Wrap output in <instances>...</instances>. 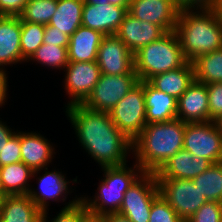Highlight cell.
Wrapping results in <instances>:
<instances>
[{
	"mask_svg": "<svg viewBox=\"0 0 222 222\" xmlns=\"http://www.w3.org/2000/svg\"><path fill=\"white\" fill-rule=\"evenodd\" d=\"M191 180L208 202L222 203V162L213 163Z\"/></svg>",
	"mask_w": 222,
	"mask_h": 222,
	"instance_id": "cell-28",
	"label": "cell"
},
{
	"mask_svg": "<svg viewBox=\"0 0 222 222\" xmlns=\"http://www.w3.org/2000/svg\"><path fill=\"white\" fill-rule=\"evenodd\" d=\"M127 166L102 167L105 176L97 188V195L92 200L88 196L80 197L89 214L104 216L119 212L125 192L144 173L137 164Z\"/></svg>",
	"mask_w": 222,
	"mask_h": 222,
	"instance_id": "cell-4",
	"label": "cell"
},
{
	"mask_svg": "<svg viewBox=\"0 0 222 222\" xmlns=\"http://www.w3.org/2000/svg\"><path fill=\"white\" fill-rule=\"evenodd\" d=\"M157 182L160 195L184 222L208 202L192 180L157 179Z\"/></svg>",
	"mask_w": 222,
	"mask_h": 222,
	"instance_id": "cell-8",
	"label": "cell"
},
{
	"mask_svg": "<svg viewBox=\"0 0 222 222\" xmlns=\"http://www.w3.org/2000/svg\"><path fill=\"white\" fill-rule=\"evenodd\" d=\"M47 211L42 213L41 222H49L47 218ZM88 214V210L81 200V198L72 199V201L66 204L59 214L54 217L51 222H81L83 218Z\"/></svg>",
	"mask_w": 222,
	"mask_h": 222,
	"instance_id": "cell-32",
	"label": "cell"
},
{
	"mask_svg": "<svg viewBox=\"0 0 222 222\" xmlns=\"http://www.w3.org/2000/svg\"><path fill=\"white\" fill-rule=\"evenodd\" d=\"M57 10V0H27L22 14L25 22L47 25Z\"/></svg>",
	"mask_w": 222,
	"mask_h": 222,
	"instance_id": "cell-30",
	"label": "cell"
},
{
	"mask_svg": "<svg viewBox=\"0 0 222 222\" xmlns=\"http://www.w3.org/2000/svg\"><path fill=\"white\" fill-rule=\"evenodd\" d=\"M20 146H21V161L30 167L34 172L45 169L51 163L54 147L50 145V141L42 134L36 132H21L20 131Z\"/></svg>",
	"mask_w": 222,
	"mask_h": 222,
	"instance_id": "cell-18",
	"label": "cell"
},
{
	"mask_svg": "<svg viewBox=\"0 0 222 222\" xmlns=\"http://www.w3.org/2000/svg\"><path fill=\"white\" fill-rule=\"evenodd\" d=\"M175 31L147 44L134 53V70L139 81L182 67L187 63Z\"/></svg>",
	"mask_w": 222,
	"mask_h": 222,
	"instance_id": "cell-5",
	"label": "cell"
},
{
	"mask_svg": "<svg viewBox=\"0 0 222 222\" xmlns=\"http://www.w3.org/2000/svg\"><path fill=\"white\" fill-rule=\"evenodd\" d=\"M64 72V89L72 97L66 107L83 104L101 76L97 61L69 62Z\"/></svg>",
	"mask_w": 222,
	"mask_h": 222,
	"instance_id": "cell-11",
	"label": "cell"
},
{
	"mask_svg": "<svg viewBox=\"0 0 222 222\" xmlns=\"http://www.w3.org/2000/svg\"><path fill=\"white\" fill-rule=\"evenodd\" d=\"M65 112L79 143L101 168L128 162L132 141L112 122L109 112L91 110L82 104L68 106Z\"/></svg>",
	"mask_w": 222,
	"mask_h": 222,
	"instance_id": "cell-1",
	"label": "cell"
},
{
	"mask_svg": "<svg viewBox=\"0 0 222 222\" xmlns=\"http://www.w3.org/2000/svg\"><path fill=\"white\" fill-rule=\"evenodd\" d=\"M195 80L204 84L222 82V48L200 55L193 62Z\"/></svg>",
	"mask_w": 222,
	"mask_h": 222,
	"instance_id": "cell-27",
	"label": "cell"
},
{
	"mask_svg": "<svg viewBox=\"0 0 222 222\" xmlns=\"http://www.w3.org/2000/svg\"><path fill=\"white\" fill-rule=\"evenodd\" d=\"M186 123L179 119L146 124L132 141V154L144 173H157L183 148Z\"/></svg>",
	"mask_w": 222,
	"mask_h": 222,
	"instance_id": "cell-3",
	"label": "cell"
},
{
	"mask_svg": "<svg viewBox=\"0 0 222 222\" xmlns=\"http://www.w3.org/2000/svg\"><path fill=\"white\" fill-rule=\"evenodd\" d=\"M115 34L134 54L140 48L160 39L166 32L160 26L140 21L127 12Z\"/></svg>",
	"mask_w": 222,
	"mask_h": 222,
	"instance_id": "cell-15",
	"label": "cell"
},
{
	"mask_svg": "<svg viewBox=\"0 0 222 222\" xmlns=\"http://www.w3.org/2000/svg\"><path fill=\"white\" fill-rule=\"evenodd\" d=\"M146 124L166 122L177 118V99L144 81Z\"/></svg>",
	"mask_w": 222,
	"mask_h": 222,
	"instance_id": "cell-21",
	"label": "cell"
},
{
	"mask_svg": "<svg viewBox=\"0 0 222 222\" xmlns=\"http://www.w3.org/2000/svg\"><path fill=\"white\" fill-rule=\"evenodd\" d=\"M5 195H23L29 191L30 178L37 176L22 161L0 167Z\"/></svg>",
	"mask_w": 222,
	"mask_h": 222,
	"instance_id": "cell-26",
	"label": "cell"
},
{
	"mask_svg": "<svg viewBox=\"0 0 222 222\" xmlns=\"http://www.w3.org/2000/svg\"><path fill=\"white\" fill-rule=\"evenodd\" d=\"M149 222H184L159 194L152 203Z\"/></svg>",
	"mask_w": 222,
	"mask_h": 222,
	"instance_id": "cell-33",
	"label": "cell"
},
{
	"mask_svg": "<svg viewBox=\"0 0 222 222\" xmlns=\"http://www.w3.org/2000/svg\"><path fill=\"white\" fill-rule=\"evenodd\" d=\"M0 193H4V191H3V184H2L1 171H0Z\"/></svg>",
	"mask_w": 222,
	"mask_h": 222,
	"instance_id": "cell-49",
	"label": "cell"
},
{
	"mask_svg": "<svg viewBox=\"0 0 222 222\" xmlns=\"http://www.w3.org/2000/svg\"><path fill=\"white\" fill-rule=\"evenodd\" d=\"M85 3L91 4V5H106L109 4L106 0H84Z\"/></svg>",
	"mask_w": 222,
	"mask_h": 222,
	"instance_id": "cell-45",
	"label": "cell"
},
{
	"mask_svg": "<svg viewBox=\"0 0 222 222\" xmlns=\"http://www.w3.org/2000/svg\"><path fill=\"white\" fill-rule=\"evenodd\" d=\"M129 7L117 5H91L84 2L82 26L100 31L103 35L115 34Z\"/></svg>",
	"mask_w": 222,
	"mask_h": 222,
	"instance_id": "cell-16",
	"label": "cell"
},
{
	"mask_svg": "<svg viewBox=\"0 0 222 222\" xmlns=\"http://www.w3.org/2000/svg\"><path fill=\"white\" fill-rule=\"evenodd\" d=\"M109 114L117 128L133 141L146 125L144 81H139Z\"/></svg>",
	"mask_w": 222,
	"mask_h": 222,
	"instance_id": "cell-6",
	"label": "cell"
},
{
	"mask_svg": "<svg viewBox=\"0 0 222 222\" xmlns=\"http://www.w3.org/2000/svg\"><path fill=\"white\" fill-rule=\"evenodd\" d=\"M214 6L222 13V0H215Z\"/></svg>",
	"mask_w": 222,
	"mask_h": 222,
	"instance_id": "cell-47",
	"label": "cell"
},
{
	"mask_svg": "<svg viewBox=\"0 0 222 222\" xmlns=\"http://www.w3.org/2000/svg\"><path fill=\"white\" fill-rule=\"evenodd\" d=\"M42 212L27 194L6 195L0 222H41Z\"/></svg>",
	"mask_w": 222,
	"mask_h": 222,
	"instance_id": "cell-24",
	"label": "cell"
},
{
	"mask_svg": "<svg viewBox=\"0 0 222 222\" xmlns=\"http://www.w3.org/2000/svg\"><path fill=\"white\" fill-rule=\"evenodd\" d=\"M84 0H57V10L48 25L69 37L82 25Z\"/></svg>",
	"mask_w": 222,
	"mask_h": 222,
	"instance_id": "cell-25",
	"label": "cell"
},
{
	"mask_svg": "<svg viewBox=\"0 0 222 222\" xmlns=\"http://www.w3.org/2000/svg\"><path fill=\"white\" fill-rule=\"evenodd\" d=\"M15 133V131L12 132V129L0 120V152Z\"/></svg>",
	"mask_w": 222,
	"mask_h": 222,
	"instance_id": "cell-40",
	"label": "cell"
},
{
	"mask_svg": "<svg viewBox=\"0 0 222 222\" xmlns=\"http://www.w3.org/2000/svg\"><path fill=\"white\" fill-rule=\"evenodd\" d=\"M5 196H6V195H5L4 193H0V211L2 210Z\"/></svg>",
	"mask_w": 222,
	"mask_h": 222,
	"instance_id": "cell-48",
	"label": "cell"
},
{
	"mask_svg": "<svg viewBox=\"0 0 222 222\" xmlns=\"http://www.w3.org/2000/svg\"><path fill=\"white\" fill-rule=\"evenodd\" d=\"M104 35L97 30L80 26L70 36L69 62H92L97 60L98 48Z\"/></svg>",
	"mask_w": 222,
	"mask_h": 222,
	"instance_id": "cell-22",
	"label": "cell"
},
{
	"mask_svg": "<svg viewBox=\"0 0 222 222\" xmlns=\"http://www.w3.org/2000/svg\"><path fill=\"white\" fill-rule=\"evenodd\" d=\"M8 76L5 70L0 69V107L4 105L7 98V88H8Z\"/></svg>",
	"mask_w": 222,
	"mask_h": 222,
	"instance_id": "cell-41",
	"label": "cell"
},
{
	"mask_svg": "<svg viewBox=\"0 0 222 222\" xmlns=\"http://www.w3.org/2000/svg\"><path fill=\"white\" fill-rule=\"evenodd\" d=\"M194 10L180 9L175 28L188 62L222 48V13L214 5Z\"/></svg>",
	"mask_w": 222,
	"mask_h": 222,
	"instance_id": "cell-2",
	"label": "cell"
},
{
	"mask_svg": "<svg viewBox=\"0 0 222 222\" xmlns=\"http://www.w3.org/2000/svg\"><path fill=\"white\" fill-rule=\"evenodd\" d=\"M187 222H222V203L206 202Z\"/></svg>",
	"mask_w": 222,
	"mask_h": 222,
	"instance_id": "cell-34",
	"label": "cell"
},
{
	"mask_svg": "<svg viewBox=\"0 0 222 222\" xmlns=\"http://www.w3.org/2000/svg\"><path fill=\"white\" fill-rule=\"evenodd\" d=\"M183 148L212 163L222 162V136L214 121L186 123Z\"/></svg>",
	"mask_w": 222,
	"mask_h": 222,
	"instance_id": "cell-10",
	"label": "cell"
},
{
	"mask_svg": "<svg viewBox=\"0 0 222 222\" xmlns=\"http://www.w3.org/2000/svg\"><path fill=\"white\" fill-rule=\"evenodd\" d=\"M180 9L175 0H131L128 12L140 21L160 26L167 33L175 31Z\"/></svg>",
	"mask_w": 222,
	"mask_h": 222,
	"instance_id": "cell-13",
	"label": "cell"
},
{
	"mask_svg": "<svg viewBox=\"0 0 222 222\" xmlns=\"http://www.w3.org/2000/svg\"><path fill=\"white\" fill-rule=\"evenodd\" d=\"M105 222H131L126 216L119 213L107 214L102 216Z\"/></svg>",
	"mask_w": 222,
	"mask_h": 222,
	"instance_id": "cell-42",
	"label": "cell"
},
{
	"mask_svg": "<svg viewBox=\"0 0 222 222\" xmlns=\"http://www.w3.org/2000/svg\"><path fill=\"white\" fill-rule=\"evenodd\" d=\"M155 173H143L125 192L119 214L131 222H149L153 200L159 195Z\"/></svg>",
	"mask_w": 222,
	"mask_h": 222,
	"instance_id": "cell-7",
	"label": "cell"
},
{
	"mask_svg": "<svg viewBox=\"0 0 222 222\" xmlns=\"http://www.w3.org/2000/svg\"><path fill=\"white\" fill-rule=\"evenodd\" d=\"M81 222H105V220L102 216H94L88 213Z\"/></svg>",
	"mask_w": 222,
	"mask_h": 222,
	"instance_id": "cell-43",
	"label": "cell"
},
{
	"mask_svg": "<svg viewBox=\"0 0 222 222\" xmlns=\"http://www.w3.org/2000/svg\"><path fill=\"white\" fill-rule=\"evenodd\" d=\"M22 63L21 18L18 16L0 17V69L15 63Z\"/></svg>",
	"mask_w": 222,
	"mask_h": 222,
	"instance_id": "cell-19",
	"label": "cell"
},
{
	"mask_svg": "<svg viewBox=\"0 0 222 222\" xmlns=\"http://www.w3.org/2000/svg\"><path fill=\"white\" fill-rule=\"evenodd\" d=\"M109 4L117 5L120 7H129L131 0H106Z\"/></svg>",
	"mask_w": 222,
	"mask_h": 222,
	"instance_id": "cell-44",
	"label": "cell"
},
{
	"mask_svg": "<svg viewBox=\"0 0 222 222\" xmlns=\"http://www.w3.org/2000/svg\"><path fill=\"white\" fill-rule=\"evenodd\" d=\"M70 37L59 30L56 27L45 25L44 43L53 44L61 47H68Z\"/></svg>",
	"mask_w": 222,
	"mask_h": 222,
	"instance_id": "cell-37",
	"label": "cell"
},
{
	"mask_svg": "<svg viewBox=\"0 0 222 222\" xmlns=\"http://www.w3.org/2000/svg\"><path fill=\"white\" fill-rule=\"evenodd\" d=\"M39 191L34 189H29L27 195L31 198L33 203L38 207V209L43 213L47 211V206H49V200L58 201L61 199L63 202L67 198V193H69L68 186L70 184L60 171H46L43 176H39ZM48 200V201H47Z\"/></svg>",
	"mask_w": 222,
	"mask_h": 222,
	"instance_id": "cell-20",
	"label": "cell"
},
{
	"mask_svg": "<svg viewBox=\"0 0 222 222\" xmlns=\"http://www.w3.org/2000/svg\"><path fill=\"white\" fill-rule=\"evenodd\" d=\"M37 61L46 67L65 69L69 63L68 47L43 43L28 61Z\"/></svg>",
	"mask_w": 222,
	"mask_h": 222,
	"instance_id": "cell-31",
	"label": "cell"
},
{
	"mask_svg": "<svg viewBox=\"0 0 222 222\" xmlns=\"http://www.w3.org/2000/svg\"><path fill=\"white\" fill-rule=\"evenodd\" d=\"M221 136H222V117L218 118L216 121H214Z\"/></svg>",
	"mask_w": 222,
	"mask_h": 222,
	"instance_id": "cell-46",
	"label": "cell"
},
{
	"mask_svg": "<svg viewBox=\"0 0 222 222\" xmlns=\"http://www.w3.org/2000/svg\"><path fill=\"white\" fill-rule=\"evenodd\" d=\"M138 82L137 74H101L99 81L82 105L91 110L110 112Z\"/></svg>",
	"mask_w": 222,
	"mask_h": 222,
	"instance_id": "cell-9",
	"label": "cell"
},
{
	"mask_svg": "<svg viewBox=\"0 0 222 222\" xmlns=\"http://www.w3.org/2000/svg\"><path fill=\"white\" fill-rule=\"evenodd\" d=\"M45 25L25 22L21 19L22 62H28L35 51L44 43Z\"/></svg>",
	"mask_w": 222,
	"mask_h": 222,
	"instance_id": "cell-29",
	"label": "cell"
},
{
	"mask_svg": "<svg viewBox=\"0 0 222 222\" xmlns=\"http://www.w3.org/2000/svg\"><path fill=\"white\" fill-rule=\"evenodd\" d=\"M96 61L101 74H136L134 54L116 34L104 35L98 48Z\"/></svg>",
	"mask_w": 222,
	"mask_h": 222,
	"instance_id": "cell-12",
	"label": "cell"
},
{
	"mask_svg": "<svg viewBox=\"0 0 222 222\" xmlns=\"http://www.w3.org/2000/svg\"><path fill=\"white\" fill-rule=\"evenodd\" d=\"M195 80V70L192 62L174 70L160 73L148 80L156 89L178 99Z\"/></svg>",
	"mask_w": 222,
	"mask_h": 222,
	"instance_id": "cell-23",
	"label": "cell"
},
{
	"mask_svg": "<svg viewBox=\"0 0 222 222\" xmlns=\"http://www.w3.org/2000/svg\"><path fill=\"white\" fill-rule=\"evenodd\" d=\"M176 4L181 8H204L213 6L215 0H175Z\"/></svg>",
	"mask_w": 222,
	"mask_h": 222,
	"instance_id": "cell-39",
	"label": "cell"
},
{
	"mask_svg": "<svg viewBox=\"0 0 222 222\" xmlns=\"http://www.w3.org/2000/svg\"><path fill=\"white\" fill-rule=\"evenodd\" d=\"M21 162L20 131L8 140L0 152V167Z\"/></svg>",
	"mask_w": 222,
	"mask_h": 222,
	"instance_id": "cell-35",
	"label": "cell"
},
{
	"mask_svg": "<svg viewBox=\"0 0 222 222\" xmlns=\"http://www.w3.org/2000/svg\"><path fill=\"white\" fill-rule=\"evenodd\" d=\"M177 119L185 123L209 121L207 86L194 80L177 99Z\"/></svg>",
	"mask_w": 222,
	"mask_h": 222,
	"instance_id": "cell-14",
	"label": "cell"
},
{
	"mask_svg": "<svg viewBox=\"0 0 222 222\" xmlns=\"http://www.w3.org/2000/svg\"><path fill=\"white\" fill-rule=\"evenodd\" d=\"M209 99V121L222 117V82L206 84Z\"/></svg>",
	"mask_w": 222,
	"mask_h": 222,
	"instance_id": "cell-36",
	"label": "cell"
},
{
	"mask_svg": "<svg viewBox=\"0 0 222 222\" xmlns=\"http://www.w3.org/2000/svg\"><path fill=\"white\" fill-rule=\"evenodd\" d=\"M212 164L208 159L193 156L189 151L182 148L162 166L156 173V178L191 180L202 174Z\"/></svg>",
	"mask_w": 222,
	"mask_h": 222,
	"instance_id": "cell-17",
	"label": "cell"
},
{
	"mask_svg": "<svg viewBox=\"0 0 222 222\" xmlns=\"http://www.w3.org/2000/svg\"><path fill=\"white\" fill-rule=\"evenodd\" d=\"M27 0H0L1 16H20Z\"/></svg>",
	"mask_w": 222,
	"mask_h": 222,
	"instance_id": "cell-38",
	"label": "cell"
}]
</instances>
